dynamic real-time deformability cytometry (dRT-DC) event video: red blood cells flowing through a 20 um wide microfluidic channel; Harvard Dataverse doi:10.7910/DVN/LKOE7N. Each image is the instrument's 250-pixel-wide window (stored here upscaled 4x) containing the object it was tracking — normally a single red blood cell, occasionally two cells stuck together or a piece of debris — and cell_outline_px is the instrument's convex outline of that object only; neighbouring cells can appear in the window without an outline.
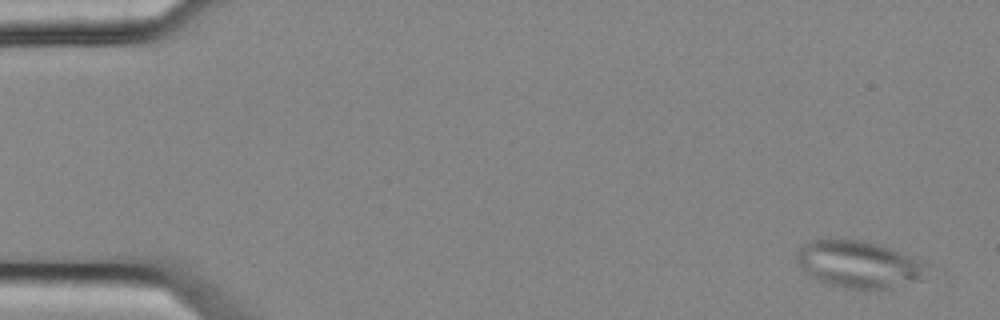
{"species": "common noctule bat (a hibernating species)", "species_latin": "Nyctalus noctula", "temperature_condition": "cold", "stored_images_in_passage": 6, "segment_of_instrument_passage": [1, 2], "camera_frame_rate_fps": 3000, "um_per_image_px": 0.085, "animal": {"sex": "female", "body_mass_g": 25.1}, "frame": {"image": 1, "passage_image": 1, "time_ms": 0.0, "image_size_px": [1000, 320], "cell_outline_px": [[944, 272], [920, 280], [888, 288], [844, 288], [828, 284], [812, 276], [800, 264], [796, 256], [800, 248], [804, 244], [812, 240], [860, 240], [876, 244], [888, 248], [932, 264], [940, 268]], "centroid_in_image_um": [73.24, 22.49], "position_along_channel_um": 11.8, "area_um2": 35.95}}